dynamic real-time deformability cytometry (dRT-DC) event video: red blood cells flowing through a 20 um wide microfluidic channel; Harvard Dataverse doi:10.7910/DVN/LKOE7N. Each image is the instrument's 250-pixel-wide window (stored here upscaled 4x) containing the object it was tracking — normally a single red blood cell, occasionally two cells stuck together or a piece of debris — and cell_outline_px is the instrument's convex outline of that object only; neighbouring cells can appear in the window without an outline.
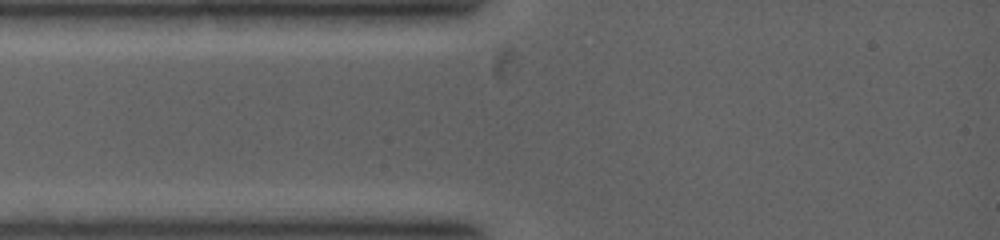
{"species": "common noctule bat (a hibernating species)", "species_latin": "Nyctalus noctula", "temperature_condition": "warm", "stored_images_in_passage": 2, "camera_frame_rate_fps": 5000, "um_per_image_px": 0.085, "animal": {"sex": "female", "body_mass_g": 19.0, "forearm_length_mm": 53.3}, "frame": {"image": 1, "passage_image": 1, "time_ms": 0.0, "image_size_px": [1000, 240], "cell_outline_px": [[540, 20], [516, 76], [508, 80], [496, 80], [492, 76], [484, 52], [484, 48], [536, 16], [540, 16]], "centroid_in_image_um": [43.39, 4.31], "position_along_channel_um": 41.6, "area_um2": 13.24}}